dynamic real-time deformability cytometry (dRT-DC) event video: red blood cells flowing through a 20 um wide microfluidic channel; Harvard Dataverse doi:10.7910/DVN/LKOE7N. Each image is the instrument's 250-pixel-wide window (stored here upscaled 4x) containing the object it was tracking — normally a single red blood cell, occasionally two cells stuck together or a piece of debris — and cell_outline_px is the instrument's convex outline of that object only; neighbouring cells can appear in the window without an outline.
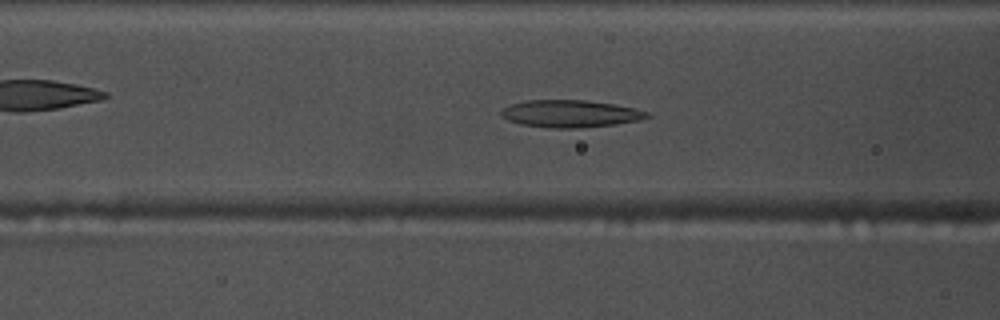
{"species": "common noctule bat (a hibernating species)", "species_latin": "Nyctalus noctula", "temperature_condition": "warm", "stored_images_in_passage": 45, "camera_frame_rate_fps": 3000, "um_per_image_px": 0.085, "animal": {"sex": "male", "body_mass_g": 17.5, "forearm_length_mm": 52.3}, "frame": {"image": 1, "passage_image": 12, "time_ms": 3.667, "image_size_px": [1000, 320], "cell_outline_px": [[652, 116], [640, 120], [616, 124], [580, 128], [552, 128], [520, 124], [508, 120], [500, 116], [500, 112], [504, 108], [512, 104], [528, 100], [584, 100], [612, 104], [636, 108], [652, 112]], "centroid_in_image_um": [48.53, 9.67], "position_along_channel_um": 118.1, "area_um2": 23.29}}
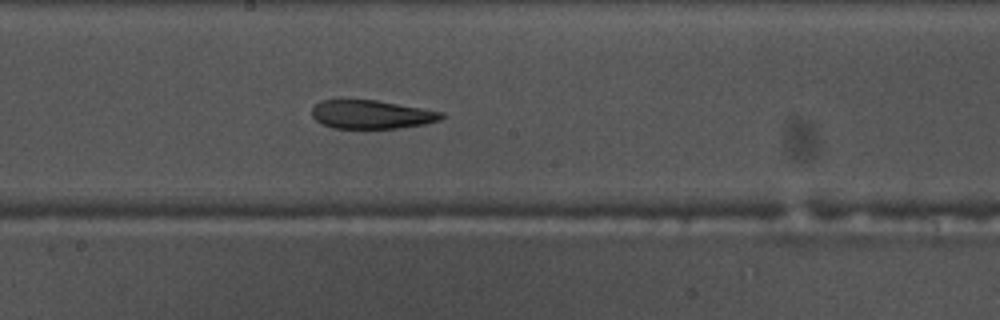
{"frame": {"image": 2, "passage_image": 20, "time_ms": 6.333, "image_size_px": [1000, 320], "cell_outline_px": [[444, 116], [440, 120], [424, 124], [400, 128], [332, 128], [316, 120], [312, 116], [312, 108], [320, 100], [376, 100], [444, 112]], "centroid_in_image_um": [31.58, 9.73], "position_along_channel_um": 216.6, "area_um2": 21.44}}
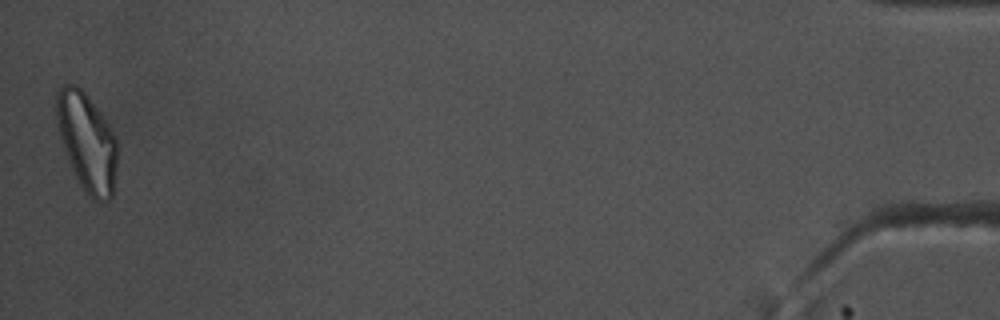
{"frame": {"image": 3, "passage_image": 45, "time_ms": 14.667, "image_size_px": [1000, 320], "cell_outline_px": [[116, 172], [112, 196], [108, 200], [92, 200], [88, 196], [80, 184], [72, 168], [64, 148], [60, 136], [56, 120], [56, 92], [64, 84], [76, 84], [88, 96], [100, 112], [116, 136]], "centroid_in_image_um": [7.39, 12.05], "position_along_channel_um": 427.8, "area_um2": 34.45}, "authors_computed_cell_mechanics": {"area_um2": 24.0448, "velocity_mm_per_s": 3.7148, "shape_relaxation_time_tau1_ms": null, "shape_relaxation_time_tau2_ms": 5.1311, "deformation_change_tau1": null, "deformation_change_tau2": 0.1519}}